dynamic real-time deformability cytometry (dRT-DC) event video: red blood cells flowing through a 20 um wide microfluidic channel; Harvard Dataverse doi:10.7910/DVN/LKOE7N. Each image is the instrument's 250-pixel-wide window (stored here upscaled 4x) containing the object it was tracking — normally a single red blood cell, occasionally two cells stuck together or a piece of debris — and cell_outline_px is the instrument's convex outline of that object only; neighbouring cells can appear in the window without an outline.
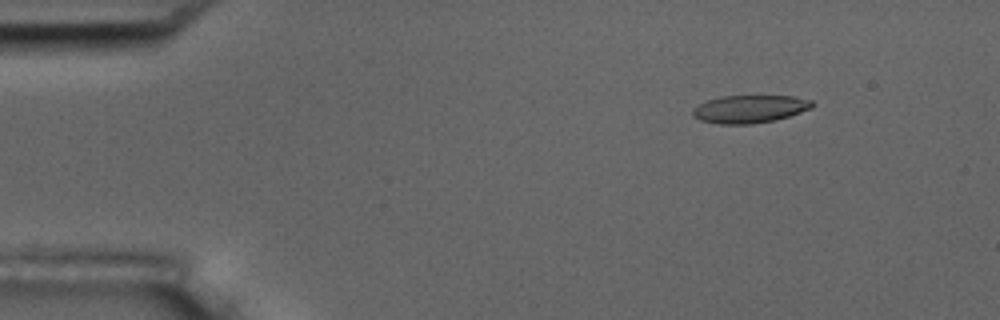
{"species": "common noctule bat (a hibernating species)", "species_latin": "Nyctalus noctula", "temperature_condition": "room temperature", "stored_images_in_passage": 55, "camera_frame_rate_fps": 3000, "um_per_image_px": 0.085, "animal": {"sex": "male", "body_mass_g": 17.5, "forearm_length_mm": 52.3}, "frame": {"image": 1, "passage_image": 7, "time_ms": 2.0, "image_size_px": [1000, 320], "cell_outline_px": [[816, 104], [812, 108], [776, 120], [752, 124], [720, 124], [700, 120], [692, 116], [692, 108], [708, 100], [720, 96], [792, 96], [812, 100]], "centroid_in_image_um": [63.73, 9.26], "position_along_channel_um": 21.3, "area_um2": 19.42}}
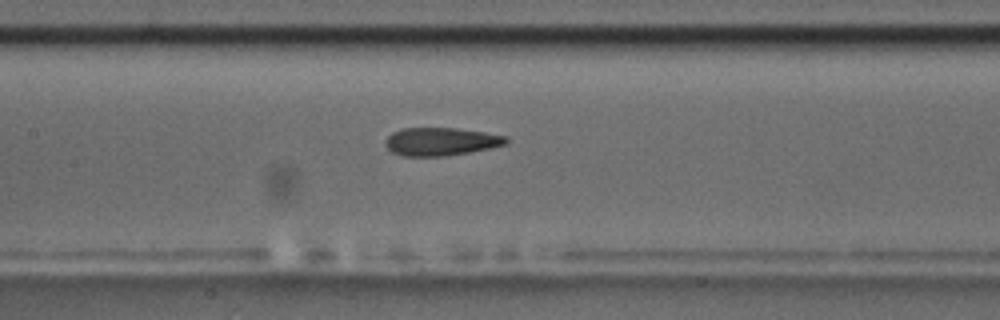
{"frame": {"image": 2, "passage_image": 26, "time_ms": 8.333, "image_size_px": [1000, 320], "cell_outline_px": [[508, 140], [504, 144], [488, 148], [468, 152], [444, 156], [404, 156], [392, 152], [384, 144], [384, 140], [392, 132], [404, 128], [456, 128], [484, 132], [508, 136]], "centroid_in_image_um": [37.43, 12.02], "position_along_channel_um": 170.0, "area_um2": 19.59}}
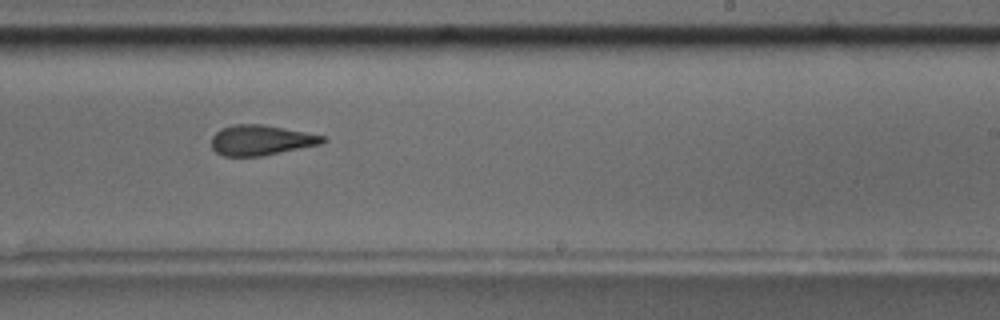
{"frame": {"image": 3, "passage_image": 34, "time_ms": 11.0, "image_size_px": [1000, 320], "cell_outline_px": [[328, 140], [320, 144], [260, 156], [224, 156], [216, 152], [212, 148], [212, 136], [220, 128], [232, 124], [264, 124], [324, 136]], "centroid_in_image_um": [22.15, 11.9], "position_along_channel_um": 266.9, "area_um2": 19.48}, "authors_computed_cell_mechanics": {"area_um2": 20.1144, "velocity_mm_per_s": 3.6502, "shape_relaxation_time_tau1_ms": 7.52, "shape_relaxation_time_tau2_ms": 1.6754, "deformation_change_tau1": 0.2285, "deformation_change_tau2": 0.1073}}